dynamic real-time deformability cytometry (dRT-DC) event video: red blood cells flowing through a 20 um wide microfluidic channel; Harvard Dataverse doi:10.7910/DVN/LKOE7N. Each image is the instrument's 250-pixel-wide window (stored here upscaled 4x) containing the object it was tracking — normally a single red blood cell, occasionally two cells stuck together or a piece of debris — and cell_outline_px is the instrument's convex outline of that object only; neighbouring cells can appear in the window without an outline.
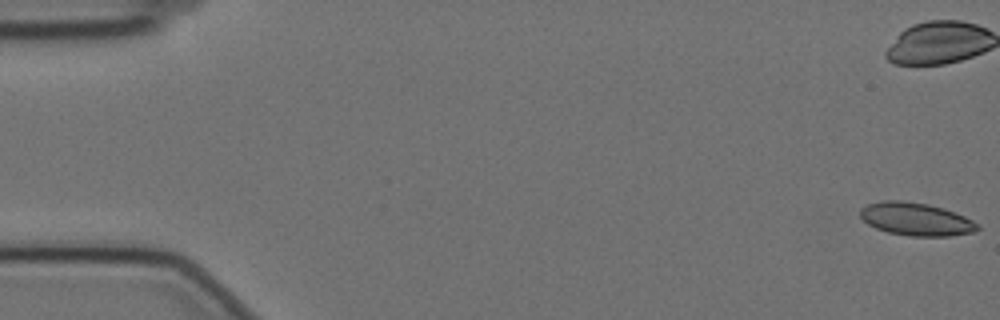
{"species": "Egyptian fruit bat (a non-hibernating species)", "species_latin": "Rousettus aegyptiacus", "temperature_condition": "cold", "stored_images_in_passage": 58, "camera_frame_rate_fps": 3000, "um_per_image_px": 0.085, "animal": {"sex": "female"}, "frame": {"image": 1, "passage_image": 1, "time_ms": 0.0, "image_size_px": [1000, 320], "cell_outline_px": [[980, 228], [972, 232], [948, 236], [908, 236], [888, 232], [876, 228], [868, 224], [860, 216], [860, 208], [868, 204], [880, 200], [900, 200], [928, 204], [944, 208], [964, 216], [980, 224]], "centroid_in_image_um": [77.85, 18.62], "position_along_channel_um": 7.2, "area_um2": 22.54}, "authors_computed_cell_mechanics": {"area_um2": 22.6576, "velocity_mm_per_s": 3.5008, "shape_relaxation_time_tau1_ms": null, "shape_relaxation_time_tau2_ms": 1.7122, "deformation_change_tau1": null, "deformation_change_tau2": 0.0699}}